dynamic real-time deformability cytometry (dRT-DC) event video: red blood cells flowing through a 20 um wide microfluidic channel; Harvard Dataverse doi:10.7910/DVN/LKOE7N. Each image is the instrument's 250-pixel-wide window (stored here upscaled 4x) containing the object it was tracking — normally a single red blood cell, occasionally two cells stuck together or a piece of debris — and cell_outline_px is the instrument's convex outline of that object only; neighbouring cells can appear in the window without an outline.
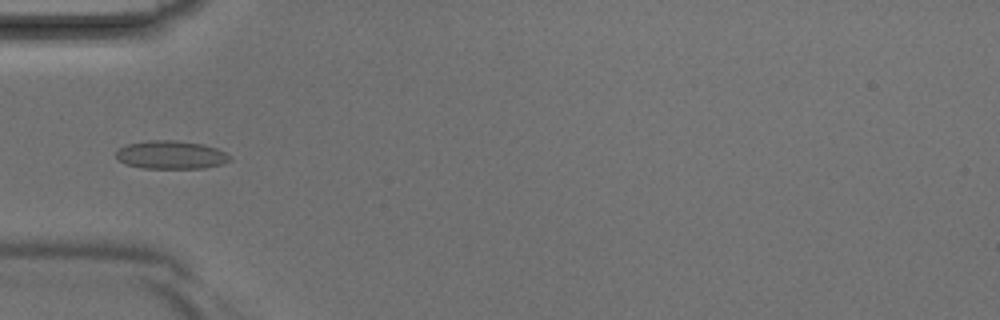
{"species": "Egyptian fruit bat (a non-hibernating species)", "species_latin": "Rousettus aegyptiacus", "temperature_condition": "room temperature", "stored_images_in_passage": 4, "camera_frame_rate_fps": 3000, "um_per_image_px": 0.085, "animal": {"sex": "male"}, "frame": {"image": 1, "passage_image": 4, "time_ms": 1.0, "image_size_px": [1000, 320], "cell_outline_px": [[232, 160], [220, 164], [204, 168], [144, 168], [124, 164], [116, 156], [116, 152], [120, 148], [128, 144], [148, 140], [176, 140], [204, 144], [216, 148], [232, 156]], "centroid_in_image_um": [14.55, 13.16], "position_along_channel_um": 70.4, "area_um2": 18.73}}